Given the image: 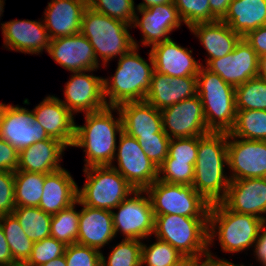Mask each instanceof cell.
<instances>
[{
    "mask_svg": "<svg viewBox=\"0 0 266 266\" xmlns=\"http://www.w3.org/2000/svg\"><path fill=\"white\" fill-rule=\"evenodd\" d=\"M113 112H117L114 117ZM85 124L75 127V140L72 147L84 148L85 164L110 166L114 160L117 135L123 132L122 117L118 107L107 106L99 111L85 113Z\"/></svg>",
    "mask_w": 266,
    "mask_h": 266,
    "instance_id": "obj_1",
    "label": "cell"
},
{
    "mask_svg": "<svg viewBox=\"0 0 266 266\" xmlns=\"http://www.w3.org/2000/svg\"><path fill=\"white\" fill-rule=\"evenodd\" d=\"M227 141V132L210 131L198 136L192 187L209 204L221 202L230 185V178L225 174V166H228Z\"/></svg>",
    "mask_w": 266,
    "mask_h": 266,
    "instance_id": "obj_2",
    "label": "cell"
},
{
    "mask_svg": "<svg viewBox=\"0 0 266 266\" xmlns=\"http://www.w3.org/2000/svg\"><path fill=\"white\" fill-rule=\"evenodd\" d=\"M138 51L139 47H133L119 57L114 75L103 78L104 98L108 106L118 107L126 102L145 100L150 90L154 65L150 51V65Z\"/></svg>",
    "mask_w": 266,
    "mask_h": 266,
    "instance_id": "obj_3",
    "label": "cell"
},
{
    "mask_svg": "<svg viewBox=\"0 0 266 266\" xmlns=\"http://www.w3.org/2000/svg\"><path fill=\"white\" fill-rule=\"evenodd\" d=\"M264 220L251 215L229 210L222 202L210 204L209 249L214 240L219 241L221 251L238 253L254 248Z\"/></svg>",
    "mask_w": 266,
    "mask_h": 266,
    "instance_id": "obj_4",
    "label": "cell"
},
{
    "mask_svg": "<svg viewBox=\"0 0 266 266\" xmlns=\"http://www.w3.org/2000/svg\"><path fill=\"white\" fill-rule=\"evenodd\" d=\"M128 23L113 19L87 6L81 23L83 34L92 45L97 62L102 60L104 67L116 56L121 57L133 47H139L131 36Z\"/></svg>",
    "mask_w": 266,
    "mask_h": 266,
    "instance_id": "obj_5",
    "label": "cell"
},
{
    "mask_svg": "<svg viewBox=\"0 0 266 266\" xmlns=\"http://www.w3.org/2000/svg\"><path fill=\"white\" fill-rule=\"evenodd\" d=\"M197 95L202 102L207 129L229 133L236 119L235 87L202 64L197 74Z\"/></svg>",
    "mask_w": 266,
    "mask_h": 266,
    "instance_id": "obj_6",
    "label": "cell"
},
{
    "mask_svg": "<svg viewBox=\"0 0 266 266\" xmlns=\"http://www.w3.org/2000/svg\"><path fill=\"white\" fill-rule=\"evenodd\" d=\"M154 237L193 258L209 250V217L154 215Z\"/></svg>",
    "mask_w": 266,
    "mask_h": 266,
    "instance_id": "obj_7",
    "label": "cell"
},
{
    "mask_svg": "<svg viewBox=\"0 0 266 266\" xmlns=\"http://www.w3.org/2000/svg\"><path fill=\"white\" fill-rule=\"evenodd\" d=\"M86 181L78 187V200L85 206L112 211L135 189L110 166L83 168Z\"/></svg>",
    "mask_w": 266,
    "mask_h": 266,
    "instance_id": "obj_8",
    "label": "cell"
},
{
    "mask_svg": "<svg viewBox=\"0 0 266 266\" xmlns=\"http://www.w3.org/2000/svg\"><path fill=\"white\" fill-rule=\"evenodd\" d=\"M146 192L150 197L154 215L209 217L210 204L192 185L170 184L157 179Z\"/></svg>",
    "mask_w": 266,
    "mask_h": 266,
    "instance_id": "obj_9",
    "label": "cell"
},
{
    "mask_svg": "<svg viewBox=\"0 0 266 266\" xmlns=\"http://www.w3.org/2000/svg\"><path fill=\"white\" fill-rule=\"evenodd\" d=\"M111 212L116 236L121 232L123 239L143 241L154 233L155 216L146 190H134Z\"/></svg>",
    "mask_w": 266,
    "mask_h": 266,
    "instance_id": "obj_10",
    "label": "cell"
},
{
    "mask_svg": "<svg viewBox=\"0 0 266 266\" xmlns=\"http://www.w3.org/2000/svg\"><path fill=\"white\" fill-rule=\"evenodd\" d=\"M114 160L117 170L135 190H146L158 179V167L144 153L138 140L124 131L118 136ZM117 162V166L113 163Z\"/></svg>",
    "mask_w": 266,
    "mask_h": 266,
    "instance_id": "obj_11",
    "label": "cell"
},
{
    "mask_svg": "<svg viewBox=\"0 0 266 266\" xmlns=\"http://www.w3.org/2000/svg\"><path fill=\"white\" fill-rule=\"evenodd\" d=\"M0 138L19 152L50 137L35 120L32 110L0 102Z\"/></svg>",
    "mask_w": 266,
    "mask_h": 266,
    "instance_id": "obj_12",
    "label": "cell"
},
{
    "mask_svg": "<svg viewBox=\"0 0 266 266\" xmlns=\"http://www.w3.org/2000/svg\"><path fill=\"white\" fill-rule=\"evenodd\" d=\"M228 168L230 181L266 178V141L246 140L228 133Z\"/></svg>",
    "mask_w": 266,
    "mask_h": 266,
    "instance_id": "obj_13",
    "label": "cell"
},
{
    "mask_svg": "<svg viewBox=\"0 0 266 266\" xmlns=\"http://www.w3.org/2000/svg\"><path fill=\"white\" fill-rule=\"evenodd\" d=\"M160 112L163 131L170 139L198 137L210 132L198 95L184 99Z\"/></svg>",
    "mask_w": 266,
    "mask_h": 266,
    "instance_id": "obj_14",
    "label": "cell"
},
{
    "mask_svg": "<svg viewBox=\"0 0 266 266\" xmlns=\"http://www.w3.org/2000/svg\"><path fill=\"white\" fill-rule=\"evenodd\" d=\"M93 71L97 70L72 72L65 83V101L60 100L73 114L96 112L108 106L104 98V77L94 76Z\"/></svg>",
    "mask_w": 266,
    "mask_h": 266,
    "instance_id": "obj_15",
    "label": "cell"
},
{
    "mask_svg": "<svg viewBox=\"0 0 266 266\" xmlns=\"http://www.w3.org/2000/svg\"><path fill=\"white\" fill-rule=\"evenodd\" d=\"M138 12V13H137ZM141 14V18L138 14ZM183 21L174 2L156 5L148 9H137L131 27L139 28L142 34L141 44L153 46L170 39V33L180 28Z\"/></svg>",
    "mask_w": 266,
    "mask_h": 266,
    "instance_id": "obj_16",
    "label": "cell"
},
{
    "mask_svg": "<svg viewBox=\"0 0 266 266\" xmlns=\"http://www.w3.org/2000/svg\"><path fill=\"white\" fill-rule=\"evenodd\" d=\"M0 25L7 50L31 55L48 51L51 39L43 20L16 19Z\"/></svg>",
    "mask_w": 266,
    "mask_h": 266,
    "instance_id": "obj_17",
    "label": "cell"
},
{
    "mask_svg": "<svg viewBox=\"0 0 266 266\" xmlns=\"http://www.w3.org/2000/svg\"><path fill=\"white\" fill-rule=\"evenodd\" d=\"M258 58L257 53L242 37L231 53L210 60L205 67L236 87L257 77Z\"/></svg>",
    "mask_w": 266,
    "mask_h": 266,
    "instance_id": "obj_18",
    "label": "cell"
},
{
    "mask_svg": "<svg viewBox=\"0 0 266 266\" xmlns=\"http://www.w3.org/2000/svg\"><path fill=\"white\" fill-rule=\"evenodd\" d=\"M47 53L58 65L71 73L97 70L101 67L92 45L81 33L51 39Z\"/></svg>",
    "mask_w": 266,
    "mask_h": 266,
    "instance_id": "obj_19",
    "label": "cell"
},
{
    "mask_svg": "<svg viewBox=\"0 0 266 266\" xmlns=\"http://www.w3.org/2000/svg\"><path fill=\"white\" fill-rule=\"evenodd\" d=\"M229 210L251 214L266 220V178H245L230 181L221 201Z\"/></svg>",
    "mask_w": 266,
    "mask_h": 266,
    "instance_id": "obj_20",
    "label": "cell"
},
{
    "mask_svg": "<svg viewBox=\"0 0 266 266\" xmlns=\"http://www.w3.org/2000/svg\"><path fill=\"white\" fill-rule=\"evenodd\" d=\"M35 120L49 137L72 147L75 140L74 114L55 95L46 96L34 109Z\"/></svg>",
    "mask_w": 266,
    "mask_h": 266,
    "instance_id": "obj_21",
    "label": "cell"
},
{
    "mask_svg": "<svg viewBox=\"0 0 266 266\" xmlns=\"http://www.w3.org/2000/svg\"><path fill=\"white\" fill-rule=\"evenodd\" d=\"M154 70L170 77H197L202 62L172 38L151 46Z\"/></svg>",
    "mask_w": 266,
    "mask_h": 266,
    "instance_id": "obj_22",
    "label": "cell"
},
{
    "mask_svg": "<svg viewBox=\"0 0 266 266\" xmlns=\"http://www.w3.org/2000/svg\"><path fill=\"white\" fill-rule=\"evenodd\" d=\"M88 0H51L45 8L43 23L50 39L81 33Z\"/></svg>",
    "mask_w": 266,
    "mask_h": 266,
    "instance_id": "obj_23",
    "label": "cell"
},
{
    "mask_svg": "<svg viewBox=\"0 0 266 266\" xmlns=\"http://www.w3.org/2000/svg\"><path fill=\"white\" fill-rule=\"evenodd\" d=\"M197 95V77H170L153 71L145 101L162 111Z\"/></svg>",
    "mask_w": 266,
    "mask_h": 266,
    "instance_id": "obj_24",
    "label": "cell"
},
{
    "mask_svg": "<svg viewBox=\"0 0 266 266\" xmlns=\"http://www.w3.org/2000/svg\"><path fill=\"white\" fill-rule=\"evenodd\" d=\"M79 214V231L77 243L95 248L101 252V248L108 245L116 237L113 226L112 212L83 205Z\"/></svg>",
    "mask_w": 266,
    "mask_h": 266,
    "instance_id": "obj_25",
    "label": "cell"
},
{
    "mask_svg": "<svg viewBox=\"0 0 266 266\" xmlns=\"http://www.w3.org/2000/svg\"><path fill=\"white\" fill-rule=\"evenodd\" d=\"M67 146L54 138L39 141L19 151L17 171L48 174L62 168ZM63 155V156H62Z\"/></svg>",
    "mask_w": 266,
    "mask_h": 266,
    "instance_id": "obj_26",
    "label": "cell"
},
{
    "mask_svg": "<svg viewBox=\"0 0 266 266\" xmlns=\"http://www.w3.org/2000/svg\"><path fill=\"white\" fill-rule=\"evenodd\" d=\"M78 200V185L65 168L45 174L39 208L50 215L70 207Z\"/></svg>",
    "mask_w": 266,
    "mask_h": 266,
    "instance_id": "obj_27",
    "label": "cell"
},
{
    "mask_svg": "<svg viewBox=\"0 0 266 266\" xmlns=\"http://www.w3.org/2000/svg\"><path fill=\"white\" fill-rule=\"evenodd\" d=\"M123 131L131 137L155 136L163 131L161 112L147 101L120 104Z\"/></svg>",
    "mask_w": 266,
    "mask_h": 266,
    "instance_id": "obj_28",
    "label": "cell"
},
{
    "mask_svg": "<svg viewBox=\"0 0 266 266\" xmlns=\"http://www.w3.org/2000/svg\"><path fill=\"white\" fill-rule=\"evenodd\" d=\"M189 30L206 49L208 58H206L205 64L212 59L224 57L231 53L242 38L222 20L197 23L192 25Z\"/></svg>",
    "mask_w": 266,
    "mask_h": 266,
    "instance_id": "obj_29",
    "label": "cell"
},
{
    "mask_svg": "<svg viewBox=\"0 0 266 266\" xmlns=\"http://www.w3.org/2000/svg\"><path fill=\"white\" fill-rule=\"evenodd\" d=\"M222 21L243 37L266 25V0H232Z\"/></svg>",
    "mask_w": 266,
    "mask_h": 266,
    "instance_id": "obj_30",
    "label": "cell"
},
{
    "mask_svg": "<svg viewBox=\"0 0 266 266\" xmlns=\"http://www.w3.org/2000/svg\"><path fill=\"white\" fill-rule=\"evenodd\" d=\"M45 174L14 172L15 206L38 207L43 195Z\"/></svg>",
    "mask_w": 266,
    "mask_h": 266,
    "instance_id": "obj_31",
    "label": "cell"
},
{
    "mask_svg": "<svg viewBox=\"0 0 266 266\" xmlns=\"http://www.w3.org/2000/svg\"><path fill=\"white\" fill-rule=\"evenodd\" d=\"M0 224L13 260L17 264H24L30 257L34 242L29 239L13 214L1 215Z\"/></svg>",
    "mask_w": 266,
    "mask_h": 266,
    "instance_id": "obj_32",
    "label": "cell"
},
{
    "mask_svg": "<svg viewBox=\"0 0 266 266\" xmlns=\"http://www.w3.org/2000/svg\"><path fill=\"white\" fill-rule=\"evenodd\" d=\"M12 214L33 242L50 237L52 215L39 207H16Z\"/></svg>",
    "mask_w": 266,
    "mask_h": 266,
    "instance_id": "obj_33",
    "label": "cell"
},
{
    "mask_svg": "<svg viewBox=\"0 0 266 266\" xmlns=\"http://www.w3.org/2000/svg\"><path fill=\"white\" fill-rule=\"evenodd\" d=\"M229 134L246 140L266 141V110H236Z\"/></svg>",
    "mask_w": 266,
    "mask_h": 266,
    "instance_id": "obj_34",
    "label": "cell"
},
{
    "mask_svg": "<svg viewBox=\"0 0 266 266\" xmlns=\"http://www.w3.org/2000/svg\"><path fill=\"white\" fill-rule=\"evenodd\" d=\"M76 205H78V200L70 207L52 215L51 218L50 237L66 246L77 243L80 210L76 211Z\"/></svg>",
    "mask_w": 266,
    "mask_h": 266,
    "instance_id": "obj_35",
    "label": "cell"
},
{
    "mask_svg": "<svg viewBox=\"0 0 266 266\" xmlns=\"http://www.w3.org/2000/svg\"><path fill=\"white\" fill-rule=\"evenodd\" d=\"M236 110H266V80L254 77L235 87Z\"/></svg>",
    "mask_w": 266,
    "mask_h": 266,
    "instance_id": "obj_36",
    "label": "cell"
},
{
    "mask_svg": "<svg viewBox=\"0 0 266 266\" xmlns=\"http://www.w3.org/2000/svg\"><path fill=\"white\" fill-rule=\"evenodd\" d=\"M155 241L151 245L142 243L141 266H173L185 258L182 253L169 243L157 238Z\"/></svg>",
    "mask_w": 266,
    "mask_h": 266,
    "instance_id": "obj_37",
    "label": "cell"
},
{
    "mask_svg": "<svg viewBox=\"0 0 266 266\" xmlns=\"http://www.w3.org/2000/svg\"><path fill=\"white\" fill-rule=\"evenodd\" d=\"M106 257L101 253V266H141L142 241L122 239Z\"/></svg>",
    "mask_w": 266,
    "mask_h": 266,
    "instance_id": "obj_38",
    "label": "cell"
},
{
    "mask_svg": "<svg viewBox=\"0 0 266 266\" xmlns=\"http://www.w3.org/2000/svg\"><path fill=\"white\" fill-rule=\"evenodd\" d=\"M183 23L190 28L197 23L214 22L218 19L211 13L209 0H173Z\"/></svg>",
    "mask_w": 266,
    "mask_h": 266,
    "instance_id": "obj_39",
    "label": "cell"
},
{
    "mask_svg": "<svg viewBox=\"0 0 266 266\" xmlns=\"http://www.w3.org/2000/svg\"><path fill=\"white\" fill-rule=\"evenodd\" d=\"M134 5V0H88V6L93 10L129 25L136 15Z\"/></svg>",
    "mask_w": 266,
    "mask_h": 266,
    "instance_id": "obj_40",
    "label": "cell"
},
{
    "mask_svg": "<svg viewBox=\"0 0 266 266\" xmlns=\"http://www.w3.org/2000/svg\"><path fill=\"white\" fill-rule=\"evenodd\" d=\"M195 163L188 161H163L158 167V180L170 184L192 185Z\"/></svg>",
    "mask_w": 266,
    "mask_h": 266,
    "instance_id": "obj_41",
    "label": "cell"
},
{
    "mask_svg": "<svg viewBox=\"0 0 266 266\" xmlns=\"http://www.w3.org/2000/svg\"><path fill=\"white\" fill-rule=\"evenodd\" d=\"M66 245L53 237L34 242L27 266H41L50 260L64 255Z\"/></svg>",
    "mask_w": 266,
    "mask_h": 266,
    "instance_id": "obj_42",
    "label": "cell"
},
{
    "mask_svg": "<svg viewBox=\"0 0 266 266\" xmlns=\"http://www.w3.org/2000/svg\"><path fill=\"white\" fill-rule=\"evenodd\" d=\"M101 253L95 248L74 243L66 246L64 256L67 266H101Z\"/></svg>",
    "mask_w": 266,
    "mask_h": 266,
    "instance_id": "obj_43",
    "label": "cell"
},
{
    "mask_svg": "<svg viewBox=\"0 0 266 266\" xmlns=\"http://www.w3.org/2000/svg\"><path fill=\"white\" fill-rule=\"evenodd\" d=\"M138 140L144 153L159 167L168 156L170 138L166 133H155V136L134 137Z\"/></svg>",
    "mask_w": 266,
    "mask_h": 266,
    "instance_id": "obj_44",
    "label": "cell"
},
{
    "mask_svg": "<svg viewBox=\"0 0 266 266\" xmlns=\"http://www.w3.org/2000/svg\"><path fill=\"white\" fill-rule=\"evenodd\" d=\"M198 137L173 138L169 141L168 156L164 161H188L196 163Z\"/></svg>",
    "mask_w": 266,
    "mask_h": 266,
    "instance_id": "obj_45",
    "label": "cell"
},
{
    "mask_svg": "<svg viewBox=\"0 0 266 266\" xmlns=\"http://www.w3.org/2000/svg\"><path fill=\"white\" fill-rule=\"evenodd\" d=\"M15 208L14 172L0 171V216L12 214Z\"/></svg>",
    "mask_w": 266,
    "mask_h": 266,
    "instance_id": "obj_46",
    "label": "cell"
},
{
    "mask_svg": "<svg viewBox=\"0 0 266 266\" xmlns=\"http://www.w3.org/2000/svg\"><path fill=\"white\" fill-rule=\"evenodd\" d=\"M19 152L0 138V171H17Z\"/></svg>",
    "mask_w": 266,
    "mask_h": 266,
    "instance_id": "obj_47",
    "label": "cell"
},
{
    "mask_svg": "<svg viewBox=\"0 0 266 266\" xmlns=\"http://www.w3.org/2000/svg\"><path fill=\"white\" fill-rule=\"evenodd\" d=\"M243 38L257 53L258 57L266 55V25L248 32Z\"/></svg>",
    "mask_w": 266,
    "mask_h": 266,
    "instance_id": "obj_48",
    "label": "cell"
},
{
    "mask_svg": "<svg viewBox=\"0 0 266 266\" xmlns=\"http://www.w3.org/2000/svg\"><path fill=\"white\" fill-rule=\"evenodd\" d=\"M204 258V259H203ZM190 266H238L225 258L215 257L210 249L201 255L191 258Z\"/></svg>",
    "mask_w": 266,
    "mask_h": 266,
    "instance_id": "obj_49",
    "label": "cell"
},
{
    "mask_svg": "<svg viewBox=\"0 0 266 266\" xmlns=\"http://www.w3.org/2000/svg\"><path fill=\"white\" fill-rule=\"evenodd\" d=\"M252 249H254V258L256 257L255 259L262 264V266H266V220L261 226L259 237Z\"/></svg>",
    "mask_w": 266,
    "mask_h": 266,
    "instance_id": "obj_50",
    "label": "cell"
},
{
    "mask_svg": "<svg viewBox=\"0 0 266 266\" xmlns=\"http://www.w3.org/2000/svg\"><path fill=\"white\" fill-rule=\"evenodd\" d=\"M17 264L11 255L4 231L0 224V266H14Z\"/></svg>",
    "mask_w": 266,
    "mask_h": 266,
    "instance_id": "obj_51",
    "label": "cell"
},
{
    "mask_svg": "<svg viewBox=\"0 0 266 266\" xmlns=\"http://www.w3.org/2000/svg\"><path fill=\"white\" fill-rule=\"evenodd\" d=\"M232 0H209L211 13L218 19L222 20L226 15Z\"/></svg>",
    "mask_w": 266,
    "mask_h": 266,
    "instance_id": "obj_52",
    "label": "cell"
},
{
    "mask_svg": "<svg viewBox=\"0 0 266 266\" xmlns=\"http://www.w3.org/2000/svg\"><path fill=\"white\" fill-rule=\"evenodd\" d=\"M173 2V0H143L137 5V9H148L156 5H163Z\"/></svg>",
    "mask_w": 266,
    "mask_h": 266,
    "instance_id": "obj_53",
    "label": "cell"
},
{
    "mask_svg": "<svg viewBox=\"0 0 266 266\" xmlns=\"http://www.w3.org/2000/svg\"><path fill=\"white\" fill-rule=\"evenodd\" d=\"M257 76L266 80V55L258 58Z\"/></svg>",
    "mask_w": 266,
    "mask_h": 266,
    "instance_id": "obj_54",
    "label": "cell"
},
{
    "mask_svg": "<svg viewBox=\"0 0 266 266\" xmlns=\"http://www.w3.org/2000/svg\"><path fill=\"white\" fill-rule=\"evenodd\" d=\"M41 266H67L65 256H59L53 260H50L49 262L41 265Z\"/></svg>",
    "mask_w": 266,
    "mask_h": 266,
    "instance_id": "obj_55",
    "label": "cell"
},
{
    "mask_svg": "<svg viewBox=\"0 0 266 266\" xmlns=\"http://www.w3.org/2000/svg\"><path fill=\"white\" fill-rule=\"evenodd\" d=\"M190 265H191V258L185 257L181 262L173 266H190Z\"/></svg>",
    "mask_w": 266,
    "mask_h": 266,
    "instance_id": "obj_56",
    "label": "cell"
},
{
    "mask_svg": "<svg viewBox=\"0 0 266 266\" xmlns=\"http://www.w3.org/2000/svg\"><path fill=\"white\" fill-rule=\"evenodd\" d=\"M5 0H0V17L2 16L3 12H4V4Z\"/></svg>",
    "mask_w": 266,
    "mask_h": 266,
    "instance_id": "obj_57",
    "label": "cell"
},
{
    "mask_svg": "<svg viewBox=\"0 0 266 266\" xmlns=\"http://www.w3.org/2000/svg\"><path fill=\"white\" fill-rule=\"evenodd\" d=\"M14 266H27L25 264H15Z\"/></svg>",
    "mask_w": 266,
    "mask_h": 266,
    "instance_id": "obj_58",
    "label": "cell"
}]
</instances>
